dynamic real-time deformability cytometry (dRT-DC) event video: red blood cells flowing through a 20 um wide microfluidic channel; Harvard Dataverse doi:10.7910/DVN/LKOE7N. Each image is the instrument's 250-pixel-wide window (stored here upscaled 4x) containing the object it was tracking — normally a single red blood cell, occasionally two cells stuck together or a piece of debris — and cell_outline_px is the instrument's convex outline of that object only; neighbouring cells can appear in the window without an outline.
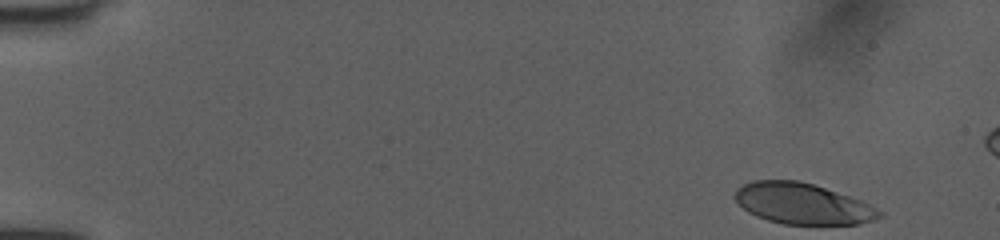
{"species": "human", "species_latin": "Homo sapiens", "temperature_condition": "room temperature", "stored_images_in_passage": 48, "camera_frame_rate_fps": 3000, "um_per_image_px": 0.085, "donor": {"sex": "female"}, "frame": {"image": 1, "passage_image": 1, "time_ms": 0.0, "image_size_px": [1000, 240], "cell_outline_px": [[884, 216], [860, 224], [784, 224], [768, 220], [756, 216], [748, 212], [732, 196], [736, 188], [752, 180], [800, 180], [860, 200], [884, 212]], "centroid_in_image_um": [68.19, 17.31], "position_along_channel_um": 16.8, "area_um2": 34.33}}
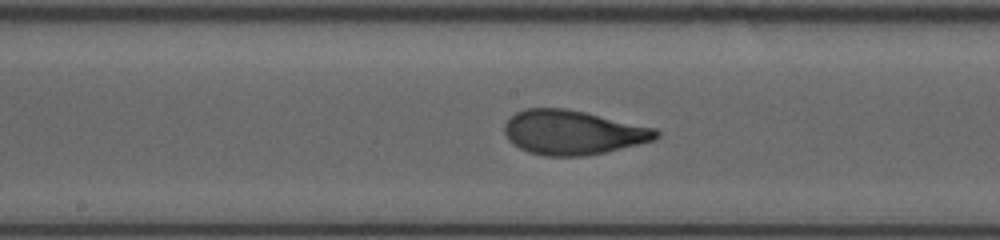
{"frame": {"image": 2, "passage_image": 25, "time_ms": 8.0, "image_size_px": [1000, 240], "cell_outline_px": [[660, 136], [656, 140], [640, 144], [604, 152], [584, 156], [544, 156], [528, 152], [520, 148], [508, 140], [504, 132], [504, 124], [516, 112], [524, 108], [568, 108], [656, 128], [660, 132]], "centroid_in_image_um": [48.7, 11.25], "position_along_channel_um": 199.5, "area_um2": 39.42}}
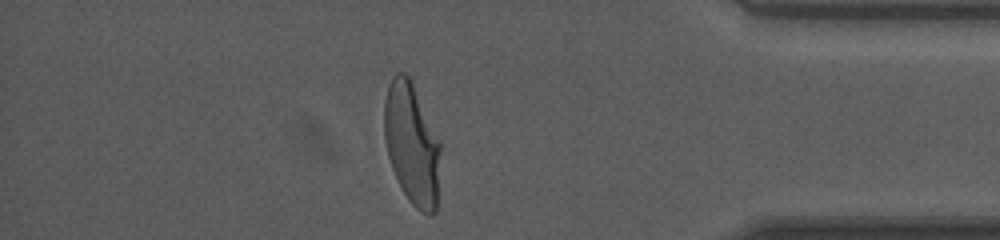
{"frame": {"image": 3, "passage_image": 42, "time_ms": 13.667, "image_size_px": [1000, 240], "cell_outline_px": [[440, 152], [436, 212], [428, 216], [420, 212], [408, 200], [400, 188], [392, 168], [388, 156], [384, 136], [384, 100], [388, 84], [392, 76], [396, 72], [404, 72], [408, 76], [440, 140]], "centroid_in_image_um": [34.99, 12.26], "position_along_channel_um": 400.2, "area_um2": 39.88}}